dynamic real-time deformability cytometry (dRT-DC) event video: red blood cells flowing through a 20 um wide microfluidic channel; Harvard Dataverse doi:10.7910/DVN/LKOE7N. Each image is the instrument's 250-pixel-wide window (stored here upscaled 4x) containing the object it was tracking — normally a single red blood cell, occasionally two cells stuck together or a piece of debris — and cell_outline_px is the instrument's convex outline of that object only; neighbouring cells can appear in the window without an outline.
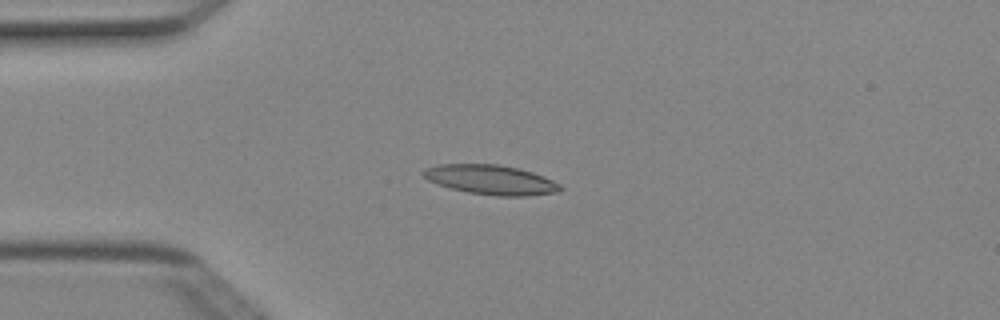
{"species": "Egyptian fruit bat (a non-hibernating species)", "species_latin": "Rousettus aegyptiacus", "temperature_condition": "cold", "stored_images_in_passage": 6, "camera_frame_rate_fps": 3000, "um_per_image_px": 0.085, "animal": {"sex": "female"}, "frame": {"image": 1, "passage_image": 3, "time_ms": 0.667, "image_size_px": [1000, 320], "cell_outline_px": [[564, 188], [556, 192], [528, 196], [496, 196], [468, 192], [452, 188], [428, 180], [420, 172], [424, 168], [440, 164], [500, 164], [520, 168], [544, 176], [560, 184]], "centroid_in_image_um": [41.74, 15.27], "position_along_channel_um": 43.3, "area_um2": 23.64}}
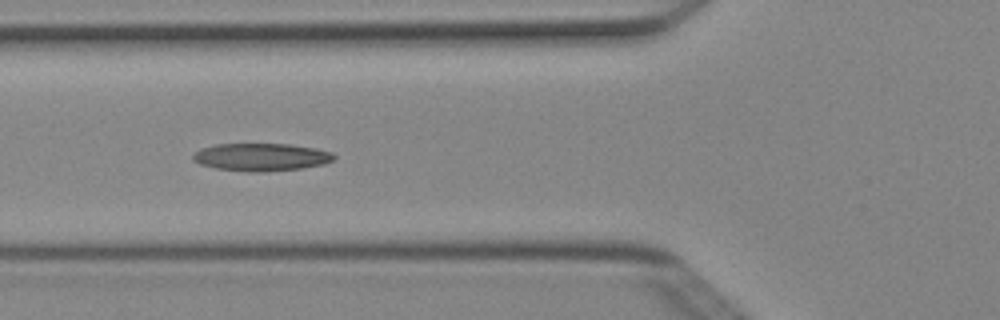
{"frame": {"image": 2, "passage_image": 5, "time_ms": 1.333, "image_size_px": [1000, 320], "cell_outline_px": [[336, 156], [332, 160], [324, 164], [300, 168], [264, 172], [248, 172], [216, 168], [200, 164], [192, 160], [192, 156], [200, 148], [216, 144], [288, 144], [316, 148], [332, 152]], "centroid_in_image_um": [22.19, 13.35], "position_along_channel_um": 103.6, "area_um2": 22.77}}
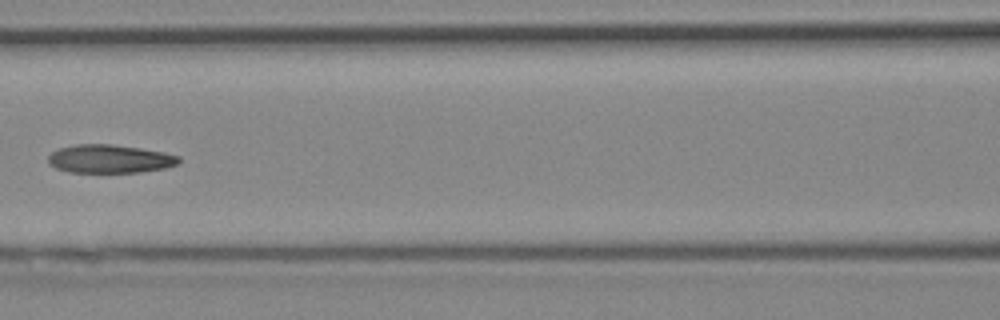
{"frame": {"image": 3, "passage_image": 6, "time_ms": 1.667, "image_size_px": [1000, 320], "cell_outline_px": [[180, 160], [176, 164], [164, 168], [140, 172], [68, 172], [56, 168], [48, 164], [48, 156], [52, 152], [60, 148], [76, 144], [112, 144], [140, 148], [164, 152], [180, 156]], "centroid_in_image_um": [9.31, 13.5], "position_along_channel_um": 157.3, "area_um2": 21.56}}